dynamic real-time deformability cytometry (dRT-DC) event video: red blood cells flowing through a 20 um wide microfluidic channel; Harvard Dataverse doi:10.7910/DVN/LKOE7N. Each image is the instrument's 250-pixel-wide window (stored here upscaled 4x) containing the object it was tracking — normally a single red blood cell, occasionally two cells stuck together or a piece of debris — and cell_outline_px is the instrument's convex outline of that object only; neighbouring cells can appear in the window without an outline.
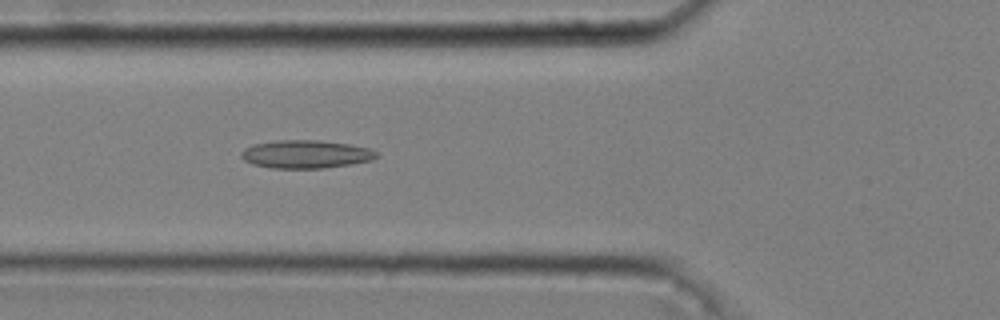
{"species": "common noctule bat (a hibernating species)", "species_latin": "Nyctalus noctula", "temperature_condition": "cold", "stored_images_in_passage": 36, "camera_frame_rate_fps": 3000, "um_per_image_px": 0.085, "animal": {"sex": "male", "body_mass_g": 20.4}, "frame": {"image": 1, "passage_image": 3, "time_ms": 0.667, "image_size_px": [1000, 320], "cell_outline_px": [[380, 156], [372, 160], [352, 164], [324, 168], [272, 168], [252, 164], [244, 160], [240, 156], [240, 152], [244, 148], [252, 144], [276, 140], [316, 140], [348, 144], [368, 148], [376, 152]], "centroid_in_image_um": [25.96, 13.11], "position_along_channel_um": 99.8, "area_um2": 22.25}}
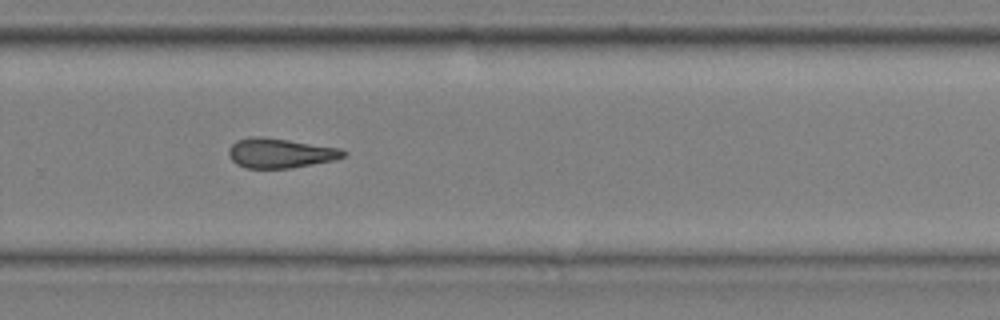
{"frame": {"image": 2, "passage_image": 20, "time_ms": 6.333, "image_size_px": [1000, 320], "cell_outline_px": [[348, 152], [344, 156], [336, 160], [292, 168], [244, 168], [236, 164], [228, 156], [228, 148], [236, 140], [252, 136], [260, 136], [288, 140], [340, 148]], "centroid_in_image_um": [23.8, 13.02], "position_along_channel_um": 306.0, "area_um2": 20.0}}
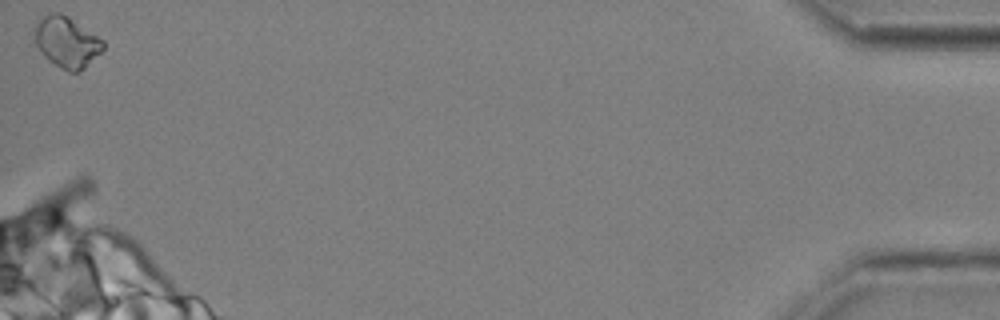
{"frame": {"image": 3, "passage_image": 36, "time_ms": 11.667, "image_size_px": [1000, 320], "cell_outline_px": [[104, 48], [84, 68], [76, 72], [68, 72], [60, 68], [48, 60], [44, 56], [32, 40], [32, 28], [44, 16], [52, 12], [60, 12], [68, 16], [104, 40]], "centroid_in_image_um": [5.62, 3.56], "position_along_channel_um": 429.6, "area_um2": 20.52}}